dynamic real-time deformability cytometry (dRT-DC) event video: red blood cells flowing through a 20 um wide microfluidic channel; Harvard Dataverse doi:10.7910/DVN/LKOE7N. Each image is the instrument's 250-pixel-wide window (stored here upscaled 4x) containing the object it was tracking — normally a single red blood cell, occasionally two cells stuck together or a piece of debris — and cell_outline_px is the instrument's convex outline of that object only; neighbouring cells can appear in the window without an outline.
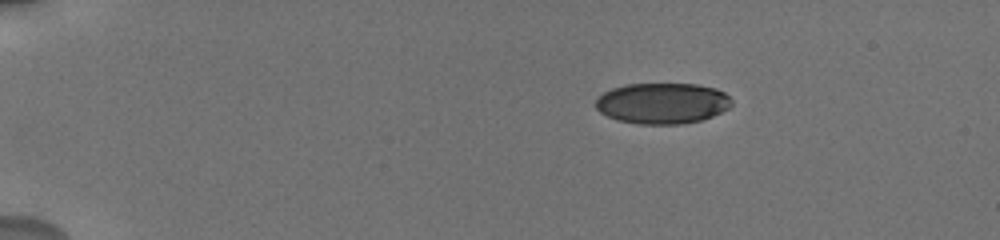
{"species": "human", "species_latin": "Homo sapiens", "temperature_condition": "cold", "stored_images_in_passage": 14, "camera_frame_rate_fps": 3000, "um_per_image_px": 0.085, "donor": {"sex": "male"}, "frame": {"image": 1, "passage_image": 1, "time_ms": 0.0, "image_size_px": [1000, 240], "cell_outline_px": [[732, 104], [728, 108], [712, 116], [700, 120], [680, 124], [640, 124], [616, 120], [600, 112], [596, 108], [596, 100], [604, 92], [612, 88], [624, 84], [696, 84], [716, 88], [724, 92], [732, 100]], "centroid_in_image_um": [56.3, 8.77], "position_along_channel_um": 28.7, "area_um2": 32.37}}
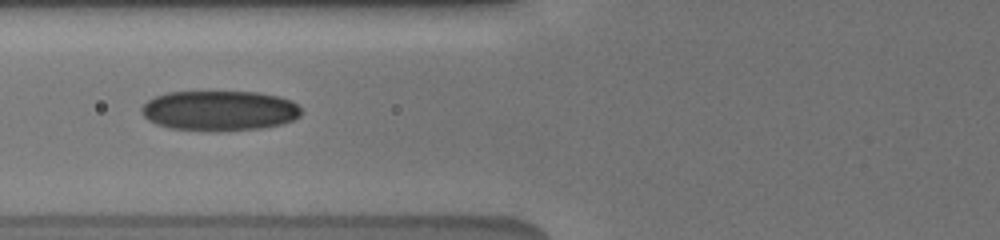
{"frame": {"image": 2, "passage_image": 10, "time_ms": 4.667, "image_size_px": [1000, 240], "cell_outline_px": [[300, 116], [292, 120], [280, 124], [260, 128], [168, 128], [156, 124], [148, 120], [140, 112], [140, 108], [148, 100], [156, 96], [168, 92], [256, 92], [280, 96], [292, 100], [300, 108]], "centroid_in_image_um": [18.64, 9.35], "position_along_channel_um": 107.2, "area_um2": 36.24}}
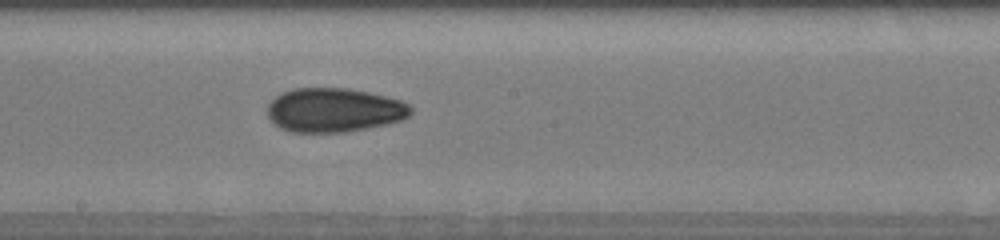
{"frame": {"image": 3, "passage_image": 14, "time_ms": 7.667, "image_size_px": [1000, 240], "cell_outline_px": [[412, 112], [408, 116], [400, 120], [388, 124], [348, 132], [292, 132], [280, 128], [268, 116], [268, 104], [276, 96], [292, 88], [348, 88], [368, 92], [400, 100], [408, 104], [412, 108]], "centroid_in_image_um": [28.41, 9.36], "position_along_channel_um": 219.8, "area_um2": 36.76}}